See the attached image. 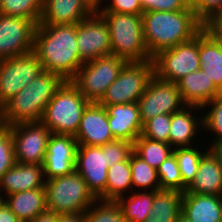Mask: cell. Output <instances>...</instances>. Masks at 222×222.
<instances>
[{"instance_id": "1", "label": "cell", "mask_w": 222, "mask_h": 222, "mask_svg": "<svg viewBox=\"0 0 222 222\" xmlns=\"http://www.w3.org/2000/svg\"><path fill=\"white\" fill-rule=\"evenodd\" d=\"M33 51L43 69L71 80L84 63L79 58L76 24L37 25Z\"/></svg>"}, {"instance_id": "2", "label": "cell", "mask_w": 222, "mask_h": 222, "mask_svg": "<svg viewBox=\"0 0 222 222\" xmlns=\"http://www.w3.org/2000/svg\"><path fill=\"white\" fill-rule=\"evenodd\" d=\"M144 41L151 57L195 37L205 25L194 10L142 13Z\"/></svg>"}, {"instance_id": "3", "label": "cell", "mask_w": 222, "mask_h": 222, "mask_svg": "<svg viewBox=\"0 0 222 222\" xmlns=\"http://www.w3.org/2000/svg\"><path fill=\"white\" fill-rule=\"evenodd\" d=\"M64 81L59 74L44 70L3 105L6 126L41 121L46 106Z\"/></svg>"}, {"instance_id": "4", "label": "cell", "mask_w": 222, "mask_h": 222, "mask_svg": "<svg viewBox=\"0 0 222 222\" xmlns=\"http://www.w3.org/2000/svg\"><path fill=\"white\" fill-rule=\"evenodd\" d=\"M89 103L70 80H65L46 106L40 122L52 134L75 136Z\"/></svg>"}, {"instance_id": "5", "label": "cell", "mask_w": 222, "mask_h": 222, "mask_svg": "<svg viewBox=\"0 0 222 222\" xmlns=\"http://www.w3.org/2000/svg\"><path fill=\"white\" fill-rule=\"evenodd\" d=\"M110 29L111 54L127 62L152 60L144 41L142 15L99 13Z\"/></svg>"}, {"instance_id": "6", "label": "cell", "mask_w": 222, "mask_h": 222, "mask_svg": "<svg viewBox=\"0 0 222 222\" xmlns=\"http://www.w3.org/2000/svg\"><path fill=\"white\" fill-rule=\"evenodd\" d=\"M47 208L56 214L84 212L97 199L76 171L45 180Z\"/></svg>"}, {"instance_id": "7", "label": "cell", "mask_w": 222, "mask_h": 222, "mask_svg": "<svg viewBox=\"0 0 222 222\" xmlns=\"http://www.w3.org/2000/svg\"><path fill=\"white\" fill-rule=\"evenodd\" d=\"M126 63L112 54L99 57L83 63L70 81L89 102L98 103Z\"/></svg>"}, {"instance_id": "8", "label": "cell", "mask_w": 222, "mask_h": 222, "mask_svg": "<svg viewBox=\"0 0 222 222\" xmlns=\"http://www.w3.org/2000/svg\"><path fill=\"white\" fill-rule=\"evenodd\" d=\"M153 76L152 60L127 62L98 103L103 106L138 103Z\"/></svg>"}, {"instance_id": "9", "label": "cell", "mask_w": 222, "mask_h": 222, "mask_svg": "<svg viewBox=\"0 0 222 222\" xmlns=\"http://www.w3.org/2000/svg\"><path fill=\"white\" fill-rule=\"evenodd\" d=\"M154 76L176 83L185 75L201 69L199 62V33L178 45L162 50L152 57Z\"/></svg>"}, {"instance_id": "10", "label": "cell", "mask_w": 222, "mask_h": 222, "mask_svg": "<svg viewBox=\"0 0 222 222\" xmlns=\"http://www.w3.org/2000/svg\"><path fill=\"white\" fill-rule=\"evenodd\" d=\"M43 71L34 51L0 60V105L22 91Z\"/></svg>"}, {"instance_id": "11", "label": "cell", "mask_w": 222, "mask_h": 222, "mask_svg": "<svg viewBox=\"0 0 222 222\" xmlns=\"http://www.w3.org/2000/svg\"><path fill=\"white\" fill-rule=\"evenodd\" d=\"M138 105L143 124L155 116L172 114L186 106L177 84L158 79L156 76L149 81L138 100Z\"/></svg>"}, {"instance_id": "12", "label": "cell", "mask_w": 222, "mask_h": 222, "mask_svg": "<svg viewBox=\"0 0 222 222\" xmlns=\"http://www.w3.org/2000/svg\"><path fill=\"white\" fill-rule=\"evenodd\" d=\"M7 127L11 130L16 162L42 165L51 131L40 121Z\"/></svg>"}, {"instance_id": "13", "label": "cell", "mask_w": 222, "mask_h": 222, "mask_svg": "<svg viewBox=\"0 0 222 222\" xmlns=\"http://www.w3.org/2000/svg\"><path fill=\"white\" fill-rule=\"evenodd\" d=\"M76 40L84 63L111 54L110 29L99 13L76 24Z\"/></svg>"}, {"instance_id": "14", "label": "cell", "mask_w": 222, "mask_h": 222, "mask_svg": "<svg viewBox=\"0 0 222 222\" xmlns=\"http://www.w3.org/2000/svg\"><path fill=\"white\" fill-rule=\"evenodd\" d=\"M36 26L32 19L0 13V60L33 51Z\"/></svg>"}, {"instance_id": "15", "label": "cell", "mask_w": 222, "mask_h": 222, "mask_svg": "<svg viewBox=\"0 0 222 222\" xmlns=\"http://www.w3.org/2000/svg\"><path fill=\"white\" fill-rule=\"evenodd\" d=\"M107 170V150L101 146H77L75 171L82 176L93 196L104 201Z\"/></svg>"}, {"instance_id": "16", "label": "cell", "mask_w": 222, "mask_h": 222, "mask_svg": "<svg viewBox=\"0 0 222 222\" xmlns=\"http://www.w3.org/2000/svg\"><path fill=\"white\" fill-rule=\"evenodd\" d=\"M77 146V141L72 135H50L42 164L45 180L75 171Z\"/></svg>"}, {"instance_id": "17", "label": "cell", "mask_w": 222, "mask_h": 222, "mask_svg": "<svg viewBox=\"0 0 222 222\" xmlns=\"http://www.w3.org/2000/svg\"><path fill=\"white\" fill-rule=\"evenodd\" d=\"M74 138L78 145L102 146L114 139L103 105L90 102L83 111Z\"/></svg>"}, {"instance_id": "18", "label": "cell", "mask_w": 222, "mask_h": 222, "mask_svg": "<svg viewBox=\"0 0 222 222\" xmlns=\"http://www.w3.org/2000/svg\"><path fill=\"white\" fill-rule=\"evenodd\" d=\"M104 108L114 139L134 143L143 128L138 103L107 105Z\"/></svg>"}, {"instance_id": "19", "label": "cell", "mask_w": 222, "mask_h": 222, "mask_svg": "<svg viewBox=\"0 0 222 222\" xmlns=\"http://www.w3.org/2000/svg\"><path fill=\"white\" fill-rule=\"evenodd\" d=\"M92 14L88 0H43L38 25L77 24Z\"/></svg>"}, {"instance_id": "20", "label": "cell", "mask_w": 222, "mask_h": 222, "mask_svg": "<svg viewBox=\"0 0 222 222\" xmlns=\"http://www.w3.org/2000/svg\"><path fill=\"white\" fill-rule=\"evenodd\" d=\"M45 187L43 166L16 162L0 178V194L5 196ZM3 192V193H2Z\"/></svg>"}, {"instance_id": "21", "label": "cell", "mask_w": 222, "mask_h": 222, "mask_svg": "<svg viewBox=\"0 0 222 222\" xmlns=\"http://www.w3.org/2000/svg\"><path fill=\"white\" fill-rule=\"evenodd\" d=\"M195 110L203 111L201 107L186 105L182 110L171 114L169 144L173 148L194 146L198 130H204L203 116L200 115L201 119L197 117Z\"/></svg>"}, {"instance_id": "22", "label": "cell", "mask_w": 222, "mask_h": 222, "mask_svg": "<svg viewBox=\"0 0 222 222\" xmlns=\"http://www.w3.org/2000/svg\"><path fill=\"white\" fill-rule=\"evenodd\" d=\"M183 102L188 106L203 107L222 94L202 69L185 75L176 82Z\"/></svg>"}, {"instance_id": "23", "label": "cell", "mask_w": 222, "mask_h": 222, "mask_svg": "<svg viewBox=\"0 0 222 222\" xmlns=\"http://www.w3.org/2000/svg\"><path fill=\"white\" fill-rule=\"evenodd\" d=\"M181 214L191 222H222V196L185 191Z\"/></svg>"}, {"instance_id": "24", "label": "cell", "mask_w": 222, "mask_h": 222, "mask_svg": "<svg viewBox=\"0 0 222 222\" xmlns=\"http://www.w3.org/2000/svg\"><path fill=\"white\" fill-rule=\"evenodd\" d=\"M186 192L222 196V168L209 149L202 156L195 178Z\"/></svg>"}, {"instance_id": "25", "label": "cell", "mask_w": 222, "mask_h": 222, "mask_svg": "<svg viewBox=\"0 0 222 222\" xmlns=\"http://www.w3.org/2000/svg\"><path fill=\"white\" fill-rule=\"evenodd\" d=\"M199 62L201 69L222 92V47L206 27L199 32Z\"/></svg>"}, {"instance_id": "26", "label": "cell", "mask_w": 222, "mask_h": 222, "mask_svg": "<svg viewBox=\"0 0 222 222\" xmlns=\"http://www.w3.org/2000/svg\"><path fill=\"white\" fill-rule=\"evenodd\" d=\"M3 197L8 208L22 222H30L37 215L48 211L45 187L26 190Z\"/></svg>"}, {"instance_id": "27", "label": "cell", "mask_w": 222, "mask_h": 222, "mask_svg": "<svg viewBox=\"0 0 222 222\" xmlns=\"http://www.w3.org/2000/svg\"><path fill=\"white\" fill-rule=\"evenodd\" d=\"M128 189H132L130 157L108 167L105 201H117L120 197L128 195Z\"/></svg>"}, {"instance_id": "28", "label": "cell", "mask_w": 222, "mask_h": 222, "mask_svg": "<svg viewBox=\"0 0 222 222\" xmlns=\"http://www.w3.org/2000/svg\"><path fill=\"white\" fill-rule=\"evenodd\" d=\"M133 193V194H132ZM120 197L116 202L122 209L127 222H145L150 215L154 191H135Z\"/></svg>"}, {"instance_id": "29", "label": "cell", "mask_w": 222, "mask_h": 222, "mask_svg": "<svg viewBox=\"0 0 222 222\" xmlns=\"http://www.w3.org/2000/svg\"><path fill=\"white\" fill-rule=\"evenodd\" d=\"M173 149L168 143L154 141L142 135L133 143V152L156 169L173 154Z\"/></svg>"}, {"instance_id": "30", "label": "cell", "mask_w": 222, "mask_h": 222, "mask_svg": "<svg viewBox=\"0 0 222 222\" xmlns=\"http://www.w3.org/2000/svg\"><path fill=\"white\" fill-rule=\"evenodd\" d=\"M130 169L132 176V189L138 191H156L160 189L157 169L137 156L134 152L130 155Z\"/></svg>"}, {"instance_id": "31", "label": "cell", "mask_w": 222, "mask_h": 222, "mask_svg": "<svg viewBox=\"0 0 222 222\" xmlns=\"http://www.w3.org/2000/svg\"><path fill=\"white\" fill-rule=\"evenodd\" d=\"M183 193L174 190L154 191L150 215L161 218H178L182 211Z\"/></svg>"}, {"instance_id": "32", "label": "cell", "mask_w": 222, "mask_h": 222, "mask_svg": "<svg viewBox=\"0 0 222 222\" xmlns=\"http://www.w3.org/2000/svg\"><path fill=\"white\" fill-rule=\"evenodd\" d=\"M196 147V148H195ZM197 146L177 147L173 149L183 184L188 187L194 180L202 156L206 153Z\"/></svg>"}, {"instance_id": "33", "label": "cell", "mask_w": 222, "mask_h": 222, "mask_svg": "<svg viewBox=\"0 0 222 222\" xmlns=\"http://www.w3.org/2000/svg\"><path fill=\"white\" fill-rule=\"evenodd\" d=\"M43 10V0H3L0 13L15 17L32 19L39 24Z\"/></svg>"}, {"instance_id": "34", "label": "cell", "mask_w": 222, "mask_h": 222, "mask_svg": "<svg viewBox=\"0 0 222 222\" xmlns=\"http://www.w3.org/2000/svg\"><path fill=\"white\" fill-rule=\"evenodd\" d=\"M84 213L86 222H127L116 201L97 199Z\"/></svg>"}, {"instance_id": "35", "label": "cell", "mask_w": 222, "mask_h": 222, "mask_svg": "<svg viewBox=\"0 0 222 222\" xmlns=\"http://www.w3.org/2000/svg\"><path fill=\"white\" fill-rule=\"evenodd\" d=\"M157 176L160 189L174 190L184 193L187 187L183 184L177 159L171 154L158 168Z\"/></svg>"}, {"instance_id": "36", "label": "cell", "mask_w": 222, "mask_h": 222, "mask_svg": "<svg viewBox=\"0 0 222 222\" xmlns=\"http://www.w3.org/2000/svg\"><path fill=\"white\" fill-rule=\"evenodd\" d=\"M207 108L209 111L205 115L203 114V128L207 132L214 133V139L210 141L211 145L214 142L222 141V94L205 104L202 110Z\"/></svg>"}, {"instance_id": "37", "label": "cell", "mask_w": 222, "mask_h": 222, "mask_svg": "<svg viewBox=\"0 0 222 222\" xmlns=\"http://www.w3.org/2000/svg\"><path fill=\"white\" fill-rule=\"evenodd\" d=\"M171 114L155 116L143 124L141 135L154 140L169 144Z\"/></svg>"}, {"instance_id": "38", "label": "cell", "mask_w": 222, "mask_h": 222, "mask_svg": "<svg viewBox=\"0 0 222 222\" xmlns=\"http://www.w3.org/2000/svg\"><path fill=\"white\" fill-rule=\"evenodd\" d=\"M16 163L11 130L6 127L0 132V178Z\"/></svg>"}, {"instance_id": "39", "label": "cell", "mask_w": 222, "mask_h": 222, "mask_svg": "<svg viewBox=\"0 0 222 222\" xmlns=\"http://www.w3.org/2000/svg\"><path fill=\"white\" fill-rule=\"evenodd\" d=\"M107 150V166L111 167L117 162L126 161L133 152V143L125 140H113L101 146Z\"/></svg>"}, {"instance_id": "40", "label": "cell", "mask_w": 222, "mask_h": 222, "mask_svg": "<svg viewBox=\"0 0 222 222\" xmlns=\"http://www.w3.org/2000/svg\"><path fill=\"white\" fill-rule=\"evenodd\" d=\"M143 13L148 11H179L193 10L186 6L183 0H140Z\"/></svg>"}, {"instance_id": "41", "label": "cell", "mask_w": 222, "mask_h": 222, "mask_svg": "<svg viewBox=\"0 0 222 222\" xmlns=\"http://www.w3.org/2000/svg\"><path fill=\"white\" fill-rule=\"evenodd\" d=\"M196 17L206 25L220 11H222V0H200L193 8Z\"/></svg>"}, {"instance_id": "42", "label": "cell", "mask_w": 222, "mask_h": 222, "mask_svg": "<svg viewBox=\"0 0 222 222\" xmlns=\"http://www.w3.org/2000/svg\"><path fill=\"white\" fill-rule=\"evenodd\" d=\"M100 13H125L142 15L143 10L140 4V0H113Z\"/></svg>"}, {"instance_id": "43", "label": "cell", "mask_w": 222, "mask_h": 222, "mask_svg": "<svg viewBox=\"0 0 222 222\" xmlns=\"http://www.w3.org/2000/svg\"><path fill=\"white\" fill-rule=\"evenodd\" d=\"M205 27L213 35H222V11H220L212 20H210Z\"/></svg>"}, {"instance_id": "44", "label": "cell", "mask_w": 222, "mask_h": 222, "mask_svg": "<svg viewBox=\"0 0 222 222\" xmlns=\"http://www.w3.org/2000/svg\"><path fill=\"white\" fill-rule=\"evenodd\" d=\"M57 222H86L85 213H67V214H58Z\"/></svg>"}, {"instance_id": "45", "label": "cell", "mask_w": 222, "mask_h": 222, "mask_svg": "<svg viewBox=\"0 0 222 222\" xmlns=\"http://www.w3.org/2000/svg\"><path fill=\"white\" fill-rule=\"evenodd\" d=\"M0 222H22L5 204L0 209Z\"/></svg>"}, {"instance_id": "46", "label": "cell", "mask_w": 222, "mask_h": 222, "mask_svg": "<svg viewBox=\"0 0 222 222\" xmlns=\"http://www.w3.org/2000/svg\"><path fill=\"white\" fill-rule=\"evenodd\" d=\"M57 221H58V214L46 211L42 214L37 215L30 222H57Z\"/></svg>"}, {"instance_id": "47", "label": "cell", "mask_w": 222, "mask_h": 222, "mask_svg": "<svg viewBox=\"0 0 222 222\" xmlns=\"http://www.w3.org/2000/svg\"><path fill=\"white\" fill-rule=\"evenodd\" d=\"M104 1V2H103ZM113 0H110L108 2V0H91L89 2L90 5V9L93 13H100L101 11H103ZM107 2V4L105 3ZM103 3H105L104 6Z\"/></svg>"}, {"instance_id": "48", "label": "cell", "mask_w": 222, "mask_h": 222, "mask_svg": "<svg viewBox=\"0 0 222 222\" xmlns=\"http://www.w3.org/2000/svg\"><path fill=\"white\" fill-rule=\"evenodd\" d=\"M209 146V150L218 159L219 165L222 168V141L214 142Z\"/></svg>"}, {"instance_id": "49", "label": "cell", "mask_w": 222, "mask_h": 222, "mask_svg": "<svg viewBox=\"0 0 222 222\" xmlns=\"http://www.w3.org/2000/svg\"><path fill=\"white\" fill-rule=\"evenodd\" d=\"M177 218H161L155 217V215H149L145 222H175Z\"/></svg>"}, {"instance_id": "50", "label": "cell", "mask_w": 222, "mask_h": 222, "mask_svg": "<svg viewBox=\"0 0 222 222\" xmlns=\"http://www.w3.org/2000/svg\"><path fill=\"white\" fill-rule=\"evenodd\" d=\"M6 124H5V121H4V112H3V106L0 105V132L2 130H4L6 128Z\"/></svg>"}, {"instance_id": "51", "label": "cell", "mask_w": 222, "mask_h": 222, "mask_svg": "<svg viewBox=\"0 0 222 222\" xmlns=\"http://www.w3.org/2000/svg\"><path fill=\"white\" fill-rule=\"evenodd\" d=\"M183 2L187 7L193 9L200 2V0H183Z\"/></svg>"}, {"instance_id": "52", "label": "cell", "mask_w": 222, "mask_h": 222, "mask_svg": "<svg viewBox=\"0 0 222 222\" xmlns=\"http://www.w3.org/2000/svg\"><path fill=\"white\" fill-rule=\"evenodd\" d=\"M175 222H191L190 220H188L183 214H181L176 220Z\"/></svg>"}, {"instance_id": "53", "label": "cell", "mask_w": 222, "mask_h": 222, "mask_svg": "<svg viewBox=\"0 0 222 222\" xmlns=\"http://www.w3.org/2000/svg\"><path fill=\"white\" fill-rule=\"evenodd\" d=\"M5 205V199L4 197L0 194V209Z\"/></svg>"}, {"instance_id": "54", "label": "cell", "mask_w": 222, "mask_h": 222, "mask_svg": "<svg viewBox=\"0 0 222 222\" xmlns=\"http://www.w3.org/2000/svg\"><path fill=\"white\" fill-rule=\"evenodd\" d=\"M214 36L217 38V40L219 41V43L222 47V35H214Z\"/></svg>"}]
</instances>
